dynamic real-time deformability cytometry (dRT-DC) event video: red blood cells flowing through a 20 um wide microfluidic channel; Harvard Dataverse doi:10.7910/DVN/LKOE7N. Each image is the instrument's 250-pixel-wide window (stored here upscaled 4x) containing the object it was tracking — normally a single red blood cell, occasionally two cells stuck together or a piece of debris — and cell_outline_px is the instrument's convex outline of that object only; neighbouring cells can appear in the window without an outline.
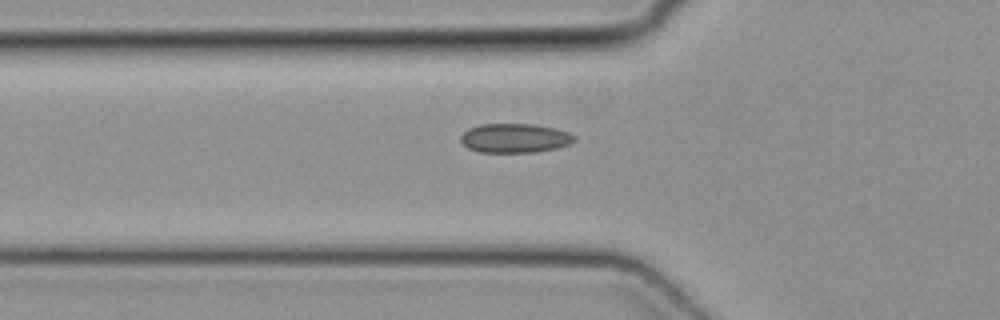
{"species": "common noctule bat (a hibernating species)", "species_latin": "Nyctalus noctula", "temperature_condition": "cold", "stored_images_in_passage": 35, "camera_frame_rate_fps": 3000, "um_per_image_px": 0.085, "animal": {"sex": "female", "body_mass_g": 19.3, "forearm_length_mm": 54.1}, "frame": {"image": 1, "passage_image": 3, "time_ms": 0.667, "image_size_px": [1000, 320], "cell_outline_px": [[576, 140], [568, 144], [556, 148], [536, 152], [476, 152], [468, 148], [460, 140], [460, 136], [468, 128], [480, 124], [532, 124], [556, 128], [568, 132], [576, 136]], "centroid_in_image_um": [43.75, 11.74], "position_along_channel_um": 82.1, "area_um2": 19.42}}
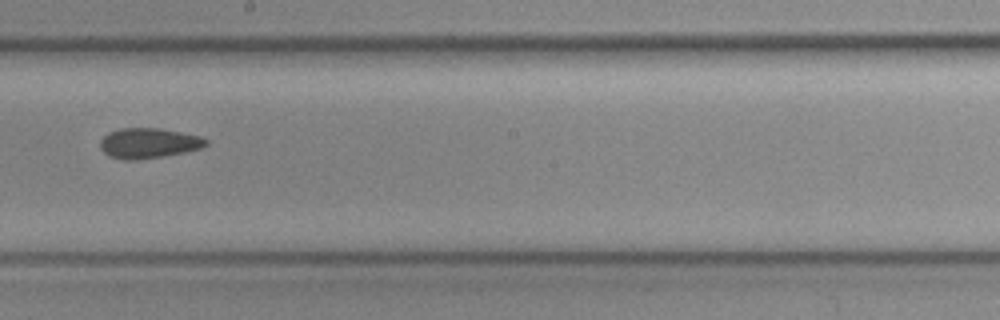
{"frame": {"image": 2, "passage_image": 14, "time_ms": 4.333, "image_size_px": [1000, 320], "cell_outline_px": [[208, 144], [200, 148], [184, 152], [164, 156], [136, 160], [124, 160], [108, 156], [100, 148], [100, 140], [108, 132], [120, 128], [160, 128], [200, 136], [208, 140]], "centroid_in_image_um": [12.6, 12.17], "position_along_channel_um": 235.6, "area_um2": 18.67}}
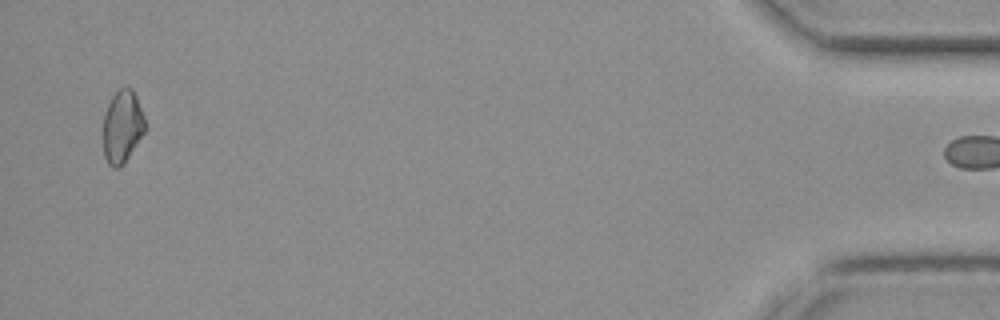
{"frame": {"image": 3, "passage_image": 34, "time_ms": 11.0, "image_size_px": [1000, 320], "cell_outline_px": [[148, 128], [124, 164], [120, 168], [112, 168], [108, 164], [104, 156], [104, 112], [112, 96], [124, 84], [128, 84], [132, 88], [136, 96], [144, 116]], "centroid_in_image_um": [10.43, 10.75], "position_along_channel_um": 424.8, "area_um2": 18.21}}